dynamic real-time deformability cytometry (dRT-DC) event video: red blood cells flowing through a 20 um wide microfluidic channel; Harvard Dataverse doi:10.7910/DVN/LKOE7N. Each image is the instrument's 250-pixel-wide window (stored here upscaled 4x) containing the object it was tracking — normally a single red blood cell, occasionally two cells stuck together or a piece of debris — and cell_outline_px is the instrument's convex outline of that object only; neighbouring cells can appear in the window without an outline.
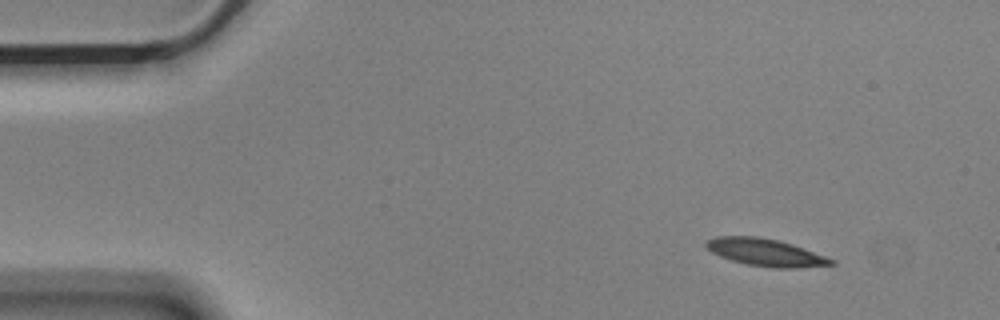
{"species": "Egyptian fruit bat (a non-hibernating species)", "species_latin": "Rousettus aegyptiacus", "temperature_condition": "cold", "stored_images_in_passage": 51, "camera_frame_rate_fps": 3000, "um_per_image_px": 0.085, "animal": {"sex": "male"}, "frame": {"image": 1, "passage_image": 1, "time_ms": 0.0, "image_size_px": [1000, 320], "cell_outline_px": [[836, 264], [796, 268], [772, 268], [748, 264], [732, 260], [720, 256], [712, 252], [704, 244], [708, 240], [716, 236], [756, 236], [776, 240], [792, 244], [836, 260]], "centroid_in_image_um": [65.09, 21.46], "position_along_channel_um": 19.9, "area_um2": 19.71}}
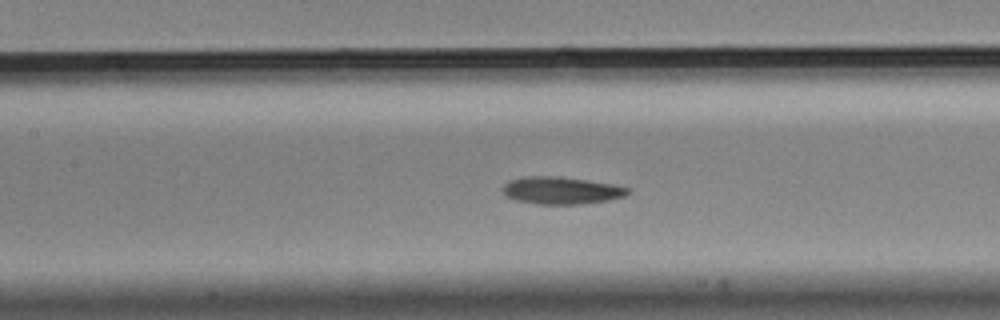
{"frame": {"image": 2, "passage_image": 20, "time_ms": 6.333, "image_size_px": [1000, 320], "cell_outline_px": [[632, 192], [624, 196], [608, 200], [580, 204], [536, 204], [516, 200], [508, 196], [504, 192], [504, 184], [508, 180], [524, 176], [556, 176], [612, 184], [628, 188]], "centroid_in_image_um": [47.7, 16.19], "position_along_channel_um": 159.7, "area_um2": 19.71}}
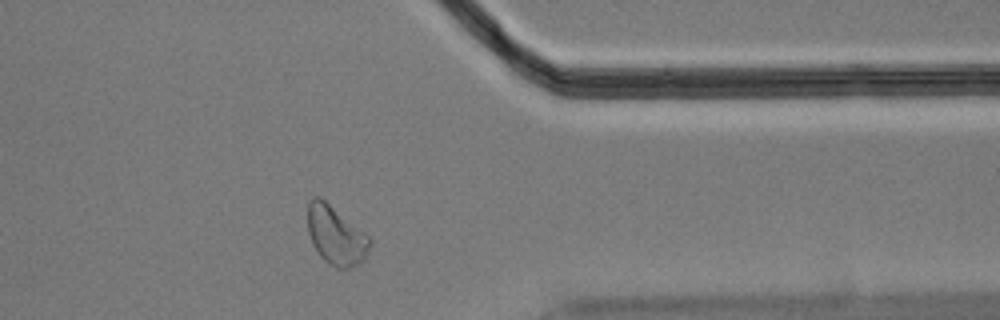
{"frame": {"image": 3, "passage_image": 40, "time_ms": 13.0, "image_size_px": [1000, 320], "cell_outline_px": [[372, 244], [364, 260], [348, 268], [336, 268], [328, 264], [320, 256], [312, 244], [308, 232], [308, 200], [312, 196], [320, 196], [364, 232], [372, 240]], "centroid_in_image_um": [28.54, 20.0], "position_along_channel_um": 382.9, "area_um2": 21.33}, "authors_computed_cell_mechanics": {"area_um2": 19.7098, "velocity_mm_per_s": 3.5173, "shape_relaxation_time_tau1_ms": 7.6003, "shape_relaxation_time_tau2_ms": 9.6822, "deformation_change_tau1": 0.1416, "deformation_change_tau2": 0.1657}}